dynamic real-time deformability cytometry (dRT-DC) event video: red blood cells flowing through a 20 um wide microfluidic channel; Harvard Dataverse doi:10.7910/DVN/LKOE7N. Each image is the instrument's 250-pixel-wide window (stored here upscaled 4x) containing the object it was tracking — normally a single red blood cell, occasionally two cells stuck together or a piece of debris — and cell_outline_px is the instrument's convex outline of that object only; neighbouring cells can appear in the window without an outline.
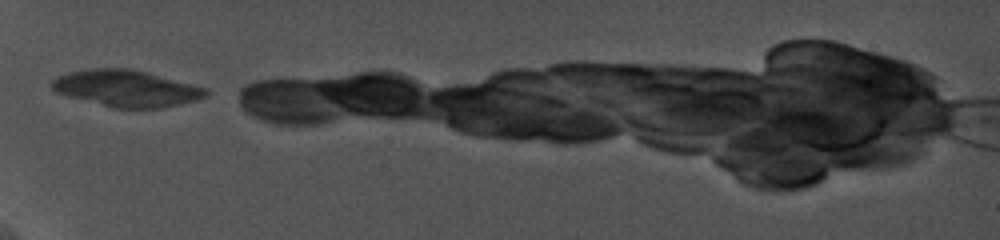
{"species": "common noctule bat (a hibernating species)", "species_latin": "Nyctalus noctula", "temperature_condition": "cold", "stored_images_in_passage": 2, "camera_frame_rate_fps": 5000, "um_per_image_px": 0.085, "animal": {"sex": "female", "body_mass_g": 19.0, "forearm_length_mm": 56.7}, "frame": {"image": 1, "passage_image": 1, "time_ms": 0.0, "image_size_px": [1000, 240], "cell_outline_px": [[208, 96], [196, 100], [180, 104], [160, 108], [112, 108], [56, 92], [52, 88], [52, 80], [56, 76], [68, 72], [92, 68], [132, 68], [148, 72], [208, 88]], "centroid_in_image_um": [10.77, 7.5], "position_along_channel_um": 74.2, "area_um2": 32.89}}